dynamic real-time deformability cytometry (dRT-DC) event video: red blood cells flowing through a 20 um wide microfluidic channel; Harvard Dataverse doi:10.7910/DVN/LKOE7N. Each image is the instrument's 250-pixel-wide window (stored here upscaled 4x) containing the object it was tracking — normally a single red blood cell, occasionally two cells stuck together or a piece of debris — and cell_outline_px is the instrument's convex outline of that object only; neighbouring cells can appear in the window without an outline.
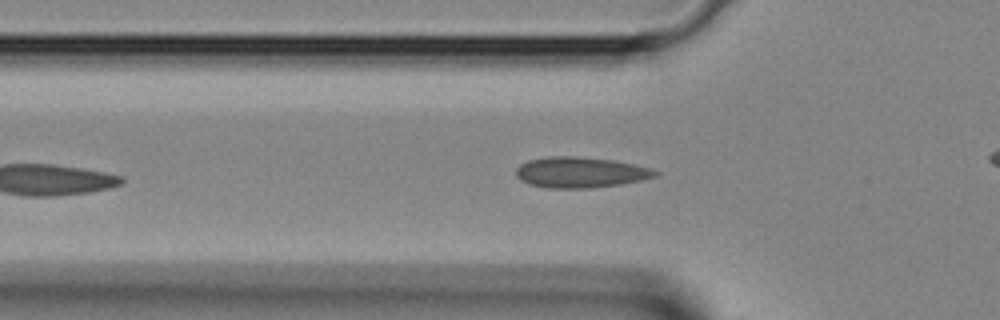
{"species": "Egyptian fruit bat (a non-hibernating species)", "species_latin": "Rousettus aegyptiacus", "temperature_condition": "room temperature", "stored_images_in_passage": 8, "camera_frame_rate_fps": 3000, "um_per_image_px": 0.085, "animal": {"sex": "female"}, "frame": {"image": 1, "passage_image": 4, "time_ms": 1.0, "image_size_px": [1000, 320], "cell_outline_px": [[660, 172], [656, 176], [640, 180], [620, 184], [588, 188], [548, 188], [528, 184], [520, 180], [516, 176], [516, 168], [520, 164], [528, 160], [548, 156], [576, 156], [612, 160], [652, 168]], "centroid_in_image_um": [49.3, 14.65], "position_along_channel_um": 76.5, "area_um2": 24.91}}
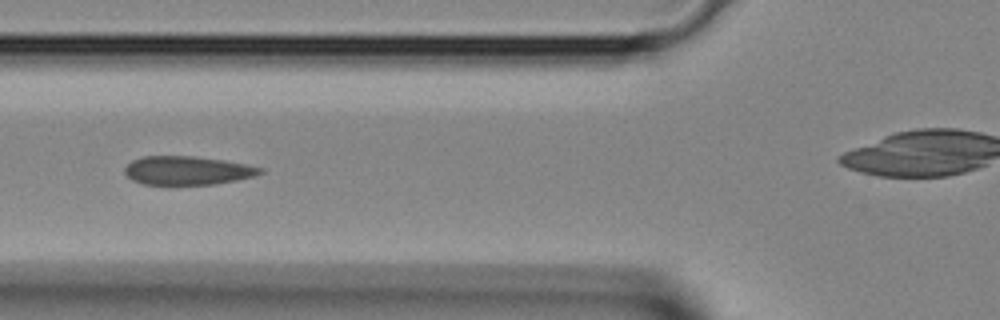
{"frame": {"image": 2, "passage_image": 6, "time_ms": 1.667, "image_size_px": [1000, 320], "cell_outline_px": [[264, 172], [256, 176], [216, 184], [144, 184], [132, 180], [124, 172], [124, 168], [132, 160], [144, 156], [192, 156], [224, 160], [264, 168]], "centroid_in_image_um": [15.94, 14.49], "position_along_channel_um": 109.9, "area_um2": 22.54}}
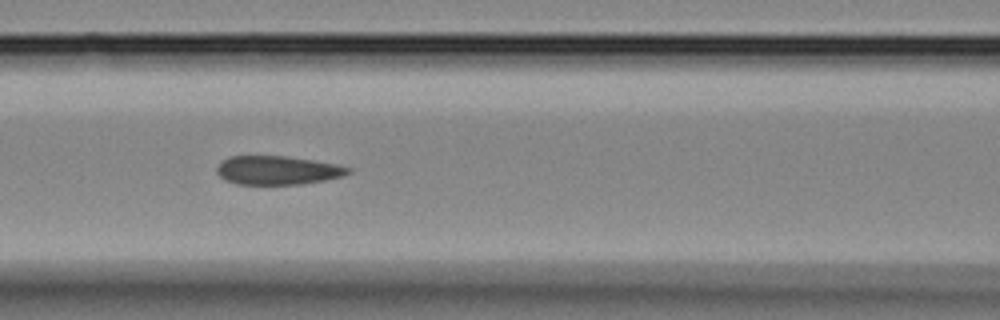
{"frame": {"image": 3, "passage_image": 8, "time_ms": 2.333, "image_size_px": [1000, 320], "cell_outline_px": [[352, 172], [344, 176], [324, 180], [300, 184], [236, 184], [220, 176], [216, 172], [216, 164], [220, 160], [228, 156], [288, 156], [336, 164], [352, 168]], "centroid_in_image_um": [23.57, 14.46], "position_along_channel_um": 143.0, "area_um2": 22.14}}